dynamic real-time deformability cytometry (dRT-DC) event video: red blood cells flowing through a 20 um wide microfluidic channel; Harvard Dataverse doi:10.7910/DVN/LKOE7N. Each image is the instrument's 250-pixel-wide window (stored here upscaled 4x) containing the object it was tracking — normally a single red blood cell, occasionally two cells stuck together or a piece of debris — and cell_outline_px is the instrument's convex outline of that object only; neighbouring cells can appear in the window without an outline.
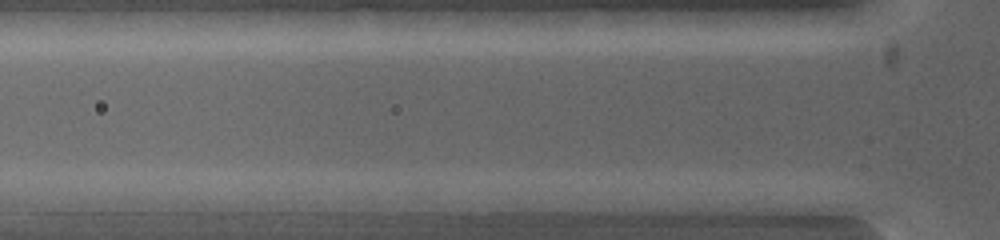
{"species": "common noctule bat (a hibernating species)", "species_latin": "Nyctalus noctula", "temperature_condition": "warm", "stored_images_in_passage": 2, "camera_frame_rate_fps": 5000, "um_per_image_px": 0.085, "animal": {"sex": "female", "body_mass_g": 19.0, "forearm_length_mm": 53.3}, "frame": {"image": 1, "passage_image": 2, "time_ms": 0.2, "image_size_px": [1000, 240], "cell_outline_px": [[784, 216], [772, 216], [688, 208], [676, 200], [768, 192], [784, 200]], "centroid_in_image_um": [62.92, 17.34], "position_along_channel_um": 62.9, "area_um2": 12.14}}